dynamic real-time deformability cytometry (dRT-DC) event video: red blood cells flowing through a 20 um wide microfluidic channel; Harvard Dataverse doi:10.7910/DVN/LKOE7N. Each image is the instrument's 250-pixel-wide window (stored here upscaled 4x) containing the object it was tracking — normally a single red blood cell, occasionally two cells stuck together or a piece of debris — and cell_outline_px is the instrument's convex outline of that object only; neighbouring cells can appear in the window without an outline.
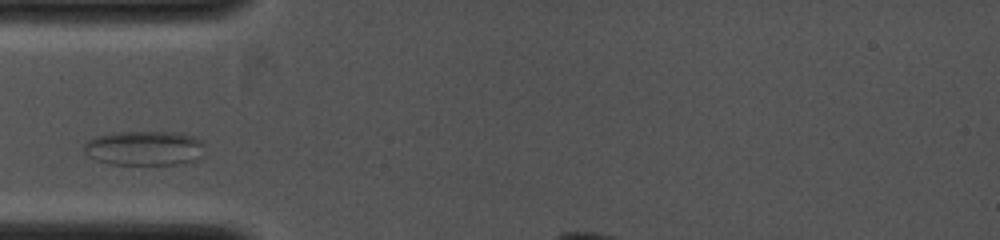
{"species": "common noctule bat (a hibernating species)", "species_latin": "Nyctalus noctula", "temperature_condition": "cold", "stored_images_in_passage": 3, "camera_frame_rate_fps": 4000, "um_per_image_px": 0.085, "animal": {"sex": "female", "body_mass_g": 19.0, "forearm_length_mm": 53.3}, "frame": {"image": 1, "passage_image": 2, "time_ms": 0.75, "image_size_px": [1000, 240], "cell_outline_px": [[204, 144], [192, 160], [180, 164], [112, 164], [96, 160], [88, 156], [84, 152], [84, 144], [88, 140], [96, 136], [116, 132], [172, 132], [192, 136], [200, 140]], "centroid_in_image_um": [12.17, 12.58], "position_along_channel_um": 72.8, "area_um2": 23.81}}